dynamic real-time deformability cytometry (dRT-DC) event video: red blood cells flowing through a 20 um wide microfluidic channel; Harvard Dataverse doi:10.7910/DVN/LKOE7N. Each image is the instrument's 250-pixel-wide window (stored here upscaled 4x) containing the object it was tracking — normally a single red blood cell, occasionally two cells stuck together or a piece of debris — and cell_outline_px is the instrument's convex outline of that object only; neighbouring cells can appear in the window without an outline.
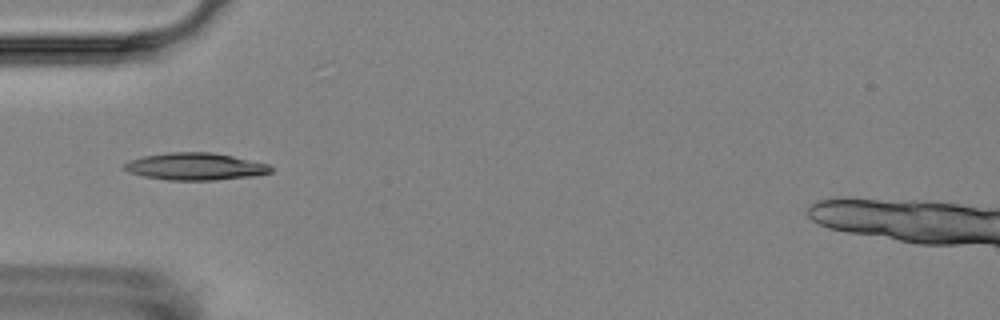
{"species": "Egyptian fruit bat (a non-hibernating species)", "species_latin": "Rousettus aegyptiacus", "temperature_condition": "room temperature", "stored_images_in_passage": 6, "camera_frame_rate_fps": 3000, "um_per_image_px": 0.085, "animal": {"sex": "female"}, "frame": {"image": 1, "passage_image": 5, "time_ms": 5.333, "image_size_px": [1000, 320], "cell_outline_px": [[272, 172], [252, 176], [216, 180], [168, 180], [144, 176], [128, 172], [124, 168], [124, 164], [128, 160], [144, 156], [168, 152], [212, 152], [232, 156], [268, 164], [272, 168]], "centroid_in_image_um": [16.58, 14.15], "position_along_channel_um": 68.4, "area_um2": 23.12}}